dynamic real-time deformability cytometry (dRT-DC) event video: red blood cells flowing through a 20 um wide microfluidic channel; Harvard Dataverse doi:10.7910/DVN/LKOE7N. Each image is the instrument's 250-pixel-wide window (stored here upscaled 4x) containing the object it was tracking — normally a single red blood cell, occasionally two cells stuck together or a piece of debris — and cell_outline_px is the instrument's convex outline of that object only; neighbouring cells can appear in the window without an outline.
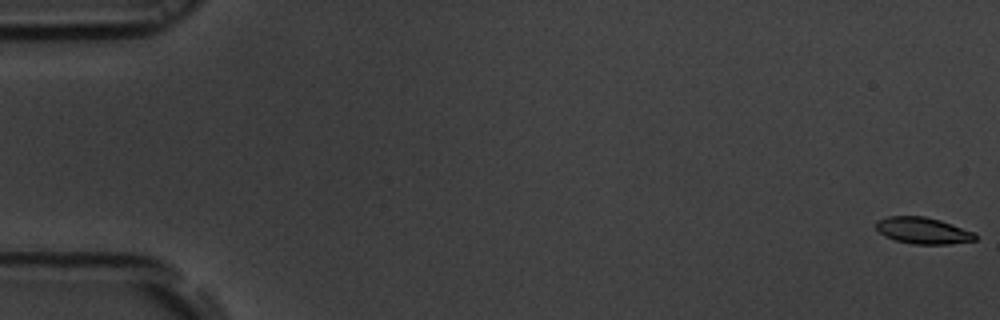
{"species": "common noctule bat (a hibernating species)", "species_latin": "Nyctalus noctula", "temperature_condition": "room temperature", "stored_images_in_passage": 56, "camera_frame_rate_fps": 3000, "um_per_image_px": 0.085, "animal": {"sex": "male", "body_mass_g": 19.5, "forearm_length_mm": 54.6}, "frame": {"image": 1, "passage_image": 1, "time_ms": 0.0, "image_size_px": [1000, 320], "cell_outline_px": [[976, 240], [948, 244], [912, 244], [896, 240], [884, 236], [876, 228], [876, 220], [888, 216], [924, 216], [940, 220], [952, 224], [972, 232], [976, 236]], "centroid_in_image_um": [78.41, 19.59], "position_along_channel_um": 6.6, "area_um2": 15.2}}
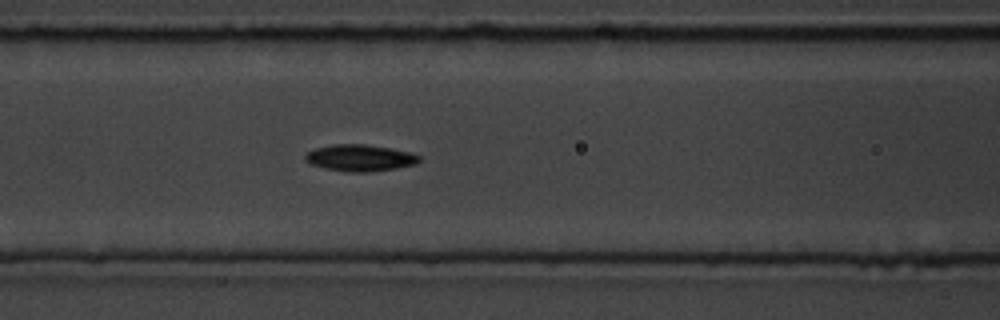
{"frame": {"image": 2, "passage_image": 24, "time_ms": 7.667, "image_size_px": [1000, 320], "cell_outline_px": [[420, 160], [416, 164], [396, 168], [368, 172], [348, 172], [324, 168], [312, 164], [304, 160], [304, 156], [308, 152], [316, 148], [332, 144], [364, 144], [412, 152], [420, 156]], "centroid_in_image_um": [30.6, 13.42], "position_along_channel_um": 136.0, "area_um2": 17.63}}
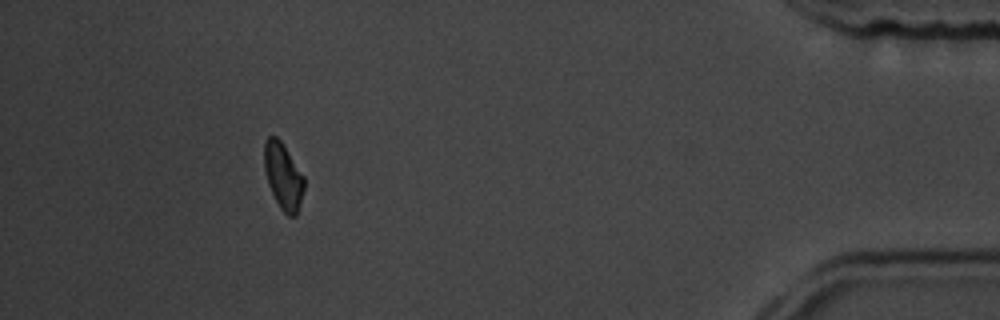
{"frame": {"image": 3, "passage_image": 51, "time_ms": 16.667, "image_size_px": [1000, 320], "cell_outline_px": [[304, 188], [296, 216], [288, 216], [280, 208], [268, 184], [264, 168], [264, 140], [268, 136], [276, 136], [280, 140], [304, 176]], "centroid_in_image_um": [24.06, 14.96], "position_along_channel_um": 411.1, "area_um2": 15.26}, "authors_computed_cell_mechanics": {"area_um2": 16.2996, "velocity_mm_per_s": 3.7199, "shape_relaxation_time_tau1_ms": 3.4002, "shape_relaxation_time_tau2_ms": null, "deformation_change_tau1": 0.113, "deformation_change_tau2": null}}